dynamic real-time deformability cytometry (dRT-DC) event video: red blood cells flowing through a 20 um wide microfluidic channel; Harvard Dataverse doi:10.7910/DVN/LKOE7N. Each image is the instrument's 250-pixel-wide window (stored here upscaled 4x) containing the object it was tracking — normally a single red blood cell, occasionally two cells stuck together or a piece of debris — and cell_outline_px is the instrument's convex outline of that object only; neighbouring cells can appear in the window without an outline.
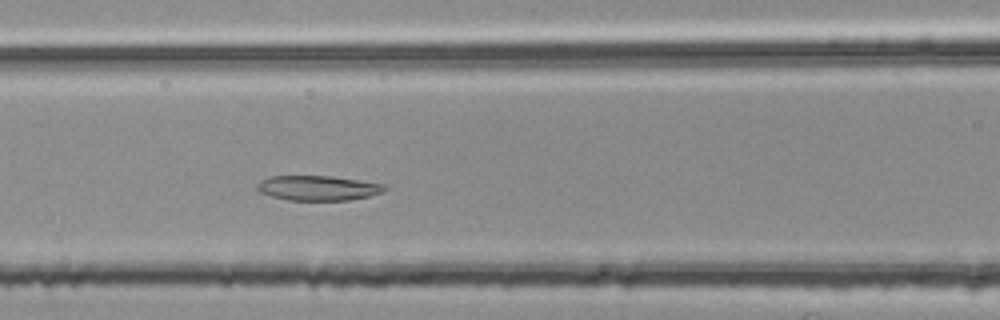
{"species": "common noctule bat (a hibernating species)", "species_latin": "Nyctalus noctula", "temperature_condition": "room temperature", "stored_images_in_passage": 46, "camera_frame_rate_fps": 3000, "um_per_image_px": 0.085, "animal": {"sex": "female", "body_mass_g": 25.1}, "frame": {"image": 1, "passage_image": 17, "time_ms": 5.333, "image_size_px": [1000, 320], "cell_outline_px": [[388, 188], [384, 192], [368, 196], [348, 200], [288, 200], [272, 196], [260, 192], [256, 188], [256, 184], [260, 180], [268, 176], [332, 176], [384, 184]], "centroid_in_image_um": [27.01, 15.97], "position_along_channel_um": 139.6, "area_um2": 18.5}}
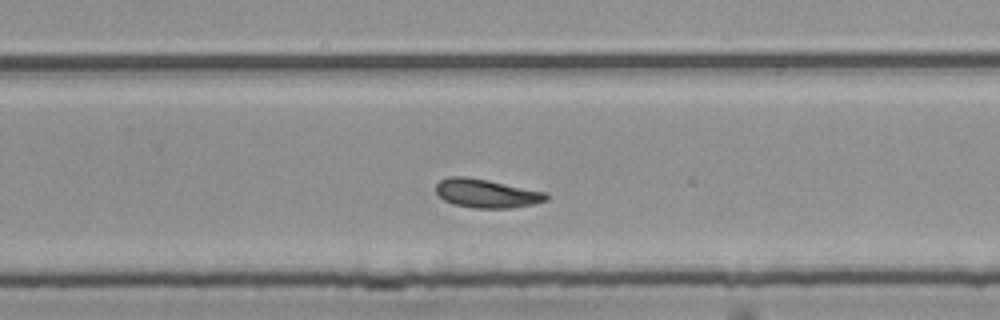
{"frame": {"image": 2, "passage_image": 29, "time_ms": 9.333, "image_size_px": [1000, 320], "cell_outline_px": [[548, 200], [532, 204], [512, 208], [472, 208], [452, 204], [444, 200], [436, 192], [436, 184], [440, 180], [448, 176], [464, 176], [488, 180], [548, 192]], "centroid_in_image_um": [41.36, 16.44], "position_along_channel_um": 288.4, "area_um2": 18.61}}
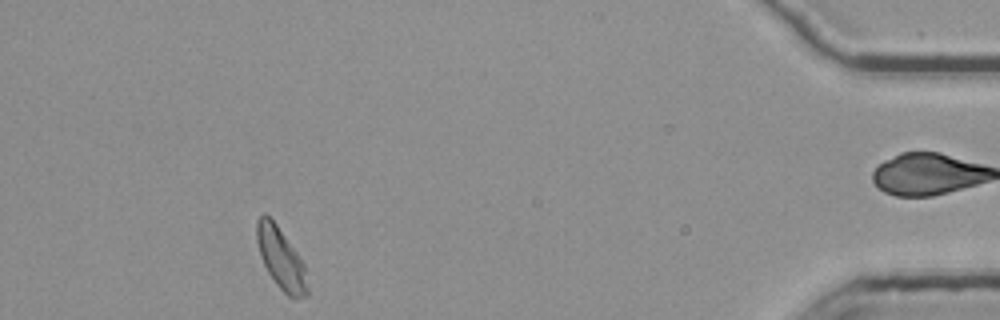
{"frame": {"image": 3, "passage_image": 44, "time_ms": 14.333, "image_size_px": [1000, 320], "cell_outline_px": [[308, 296], [288, 296], [276, 284], [268, 272], [264, 264], [256, 240], [256, 220], [264, 212], [276, 224], [296, 252], [304, 264], [308, 288]], "centroid_in_image_um": [23.86, 21.95], "position_along_channel_um": 411.3, "area_um2": 17.63}}